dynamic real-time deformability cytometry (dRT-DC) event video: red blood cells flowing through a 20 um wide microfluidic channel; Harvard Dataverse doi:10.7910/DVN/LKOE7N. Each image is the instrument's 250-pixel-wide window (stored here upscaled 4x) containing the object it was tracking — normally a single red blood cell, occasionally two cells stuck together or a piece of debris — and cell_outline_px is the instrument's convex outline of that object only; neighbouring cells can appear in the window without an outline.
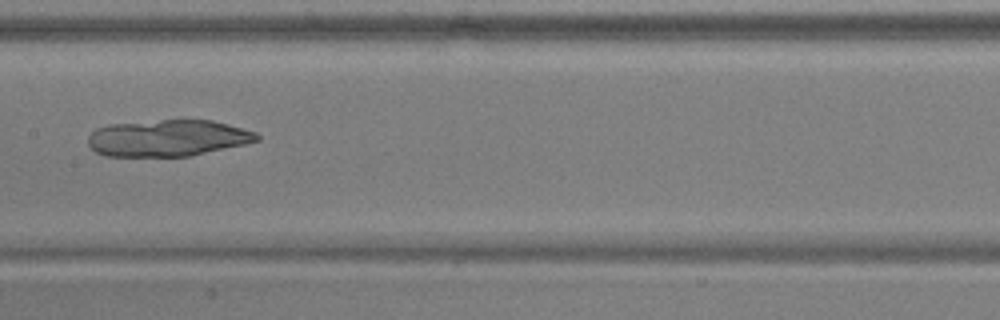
{"species": "common noctule bat (a hibernating species)", "species_latin": "Nyctalus noctula", "temperature_condition": "warm", "stored_images_in_passage": 4, "camera_frame_rate_fps": 3000, "um_per_image_px": 0.085, "animal": {"sex": "male", "body_mass_g": 17.9, "forearm_length_mm": 54.2}, "frame": {"image": 1, "passage_image": 4, "time_ms": 1.0, "image_size_px": [1000, 320], "cell_outline_px": [[260, 140], [244, 144], [188, 156], [104, 156], [96, 152], [88, 144], [88, 136], [96, 128], [108, 124], [160, 120], [212, 120], [228, 124], [256, 132], [260, 136]], "centroid_in_image_um": [14.24, 11.73], "position_along_channel_um": 193.2, "area_um2": 35.89}}